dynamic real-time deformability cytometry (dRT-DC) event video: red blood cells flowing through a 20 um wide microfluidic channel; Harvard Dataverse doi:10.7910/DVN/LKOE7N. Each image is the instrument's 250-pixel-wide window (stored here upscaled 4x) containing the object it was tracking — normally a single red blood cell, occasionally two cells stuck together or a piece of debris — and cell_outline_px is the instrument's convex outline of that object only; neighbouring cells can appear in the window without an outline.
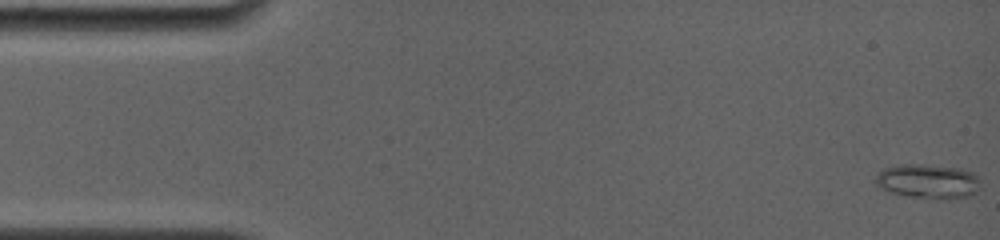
{"species": "common noctule bat (a hibernating species)", "species_latin": "Nyctalus noctula", "temperature_condition": "room temperature", "stored_images_in_passage": 20, "camera_frame_rate_fps": 4000, "um_per_image_px": 0.085, "animal": {"sex": "female", "body_mass_g": 19.0, "forearm_length_mm": 56.7}, "frame": {"image": 1, "passage_image": 1, "time_ms": 0.0, "image_size_px": [1000, 240], "cell_outline_px": [[980, 188], [976, 192], [968, 196], [944, 200], [904, 196], [892, 192], [876, 184], [876, 176], [884, 168], [904, 164], [920, 164], [960, 168], [972, 172], [980, 180]], "centroid_in_image_um": [78.93, 15.42], "position_along_channel_um": 6.1, "area_um2": 21.04}}
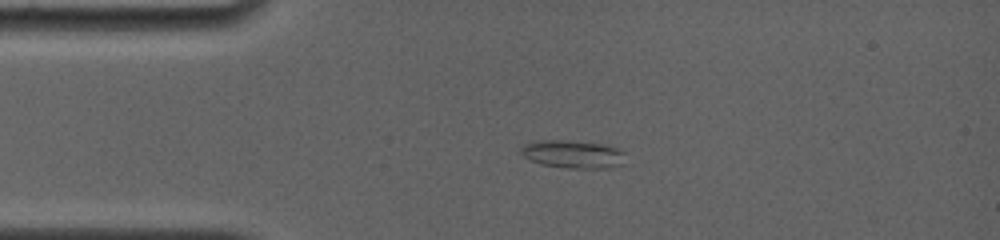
{"frame": {"image": 2, "passage_image": 13, "time_ms": 3.5, "image_size_px": [1000, 240], "cell_outline_px": [[624, 164], [608, 168], [568, 168], [544, 164], [532, 160], [524, 156], [520, 152], [520, 148], [524, 144], [532, 140], [560, 140], [600, 144], [616, 148], [624, 152]], "centroid_in_image_um": [48.68, 13.1], "position_along_channel_um": 36.3, "area_um2": 16.82}}